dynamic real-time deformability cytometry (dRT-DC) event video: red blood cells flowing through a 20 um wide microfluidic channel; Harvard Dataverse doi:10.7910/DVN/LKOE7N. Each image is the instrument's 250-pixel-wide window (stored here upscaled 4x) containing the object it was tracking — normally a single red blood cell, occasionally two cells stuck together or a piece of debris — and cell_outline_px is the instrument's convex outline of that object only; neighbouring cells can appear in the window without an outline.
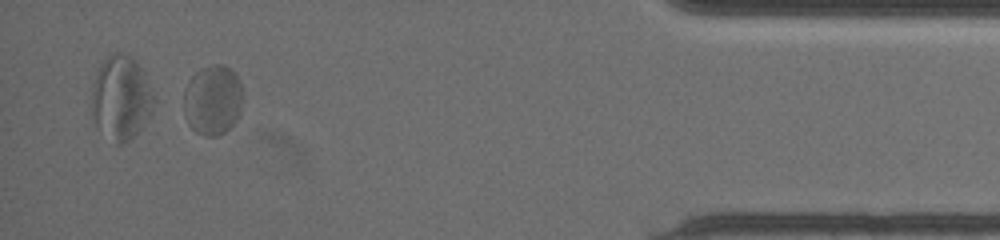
{"species": "common noctule bat (a hibernating species)", "species_latin": "Nyctalus noctula", "temperature_condition": "warm", "stored_images_in_passage": 50, "segment_of_instrument_passage": [2, 2], "camera_frame_rate_fps": 3000, "um_per_image_px": 0.085, "animal": {"sex": "female", "body_mass_g": 19.5, "forearm_length_mm": 54.1}, "frame": {"image": 1, "passage_image": 49, "time_ms": 12.0, "image_size_px": [1000, 240], "cell_outline_px": [[240, 112], [236, 120], [224, 132], [216, 136], [204, 136], [196, 132], [188, 124], [184, 116], [184, 88], [188, 80], [200, 68], [212, 64], [220, 64], [228, 68], [236, 76], [240, 84]], "centroid_in_image_um": [18.02, 8.51], "position_along_channel_um": 417.2, "area_um2": 23.87}}